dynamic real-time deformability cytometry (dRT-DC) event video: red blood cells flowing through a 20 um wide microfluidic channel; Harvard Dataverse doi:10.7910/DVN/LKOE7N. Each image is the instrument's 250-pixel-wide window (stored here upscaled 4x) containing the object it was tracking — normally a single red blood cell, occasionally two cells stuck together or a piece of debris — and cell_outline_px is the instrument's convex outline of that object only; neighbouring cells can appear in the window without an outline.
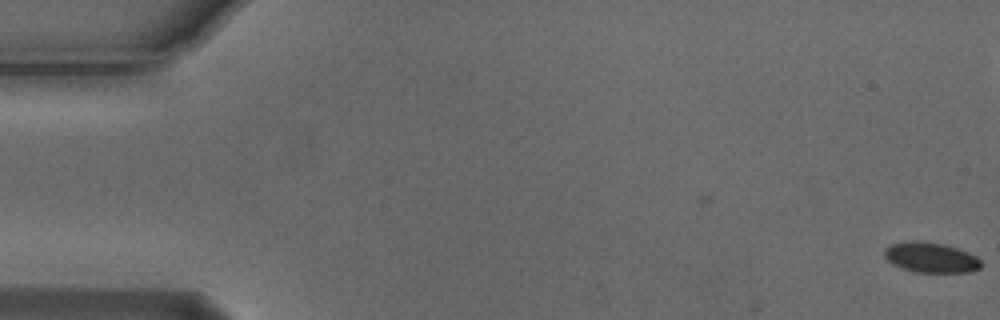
{"species": "Egyptian fruit bat (a non-hibernating species)", "species_latin": "Rousettus aegyptiacus", "temperature_condition": "cold", "stored_images_in_passage": 2, "camera_frame_rate_fps": 3000, "um_per_image_px": 0.085, "animal": {"sex": "male"}, "frame": {"image": 1, "passage_image": 2, "time_ms": 0.333, "image_size_px": [1000, 320], "cell_outline_px": [[980, 268], [968, 272], [916, 272], [892, 264], [884, 256], [884, 248], [892, 244], [912, 240], [920, 240], [944, 244], [968, 252], [976, 256], [980, 260]], "centroid_in_image_um": [79.1, 21.87], "position_along_channel_um": 5.9, "area_um2": 16.94}}